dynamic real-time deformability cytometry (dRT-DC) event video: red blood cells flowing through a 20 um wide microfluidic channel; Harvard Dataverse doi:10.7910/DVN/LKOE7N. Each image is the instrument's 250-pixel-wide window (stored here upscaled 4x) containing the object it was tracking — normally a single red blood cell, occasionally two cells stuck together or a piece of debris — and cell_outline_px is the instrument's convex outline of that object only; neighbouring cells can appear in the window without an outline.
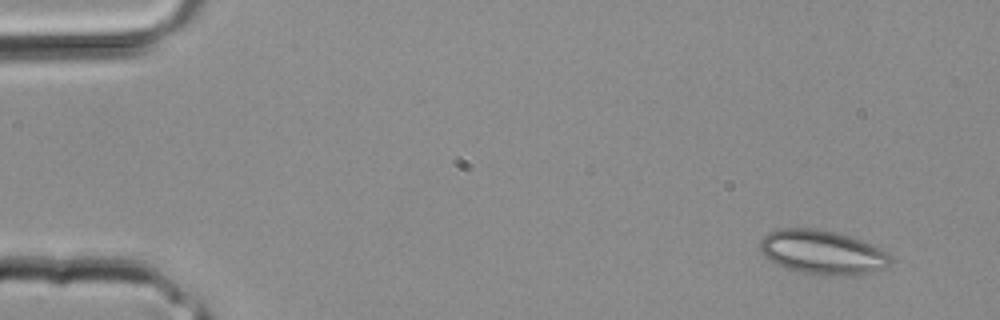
{"species": "common noctule bat (a hibernating species)", "species_latin": "Nyctalus noctula", "temperature_condition": "room temperature", "stored_images_in_passage": 4, "camera_frame_rate_fps": 3000, "um_per_image_px": 0.085, "animal": {"sex": "male", "body_mass_g": 20.4}, "frame": {"image": 1, "passage_image": 1, "time_ms": 0.0, "image_size_px": [1000, 320], "cell_outline_px": [[892, 260], [888, 268], [860, 276], [820, 276], [800, 272], [784, 268], [772, 264], [760, 252], [760, 240], [768, 232], [780, 228], [816, 228], [836, 232], [860, 240], [880, 248], [892, 256]], "centroid_in_image_um": [69.91, 21.48], "position_along_channel_um": 15.1, "area_um2": 34.51}}